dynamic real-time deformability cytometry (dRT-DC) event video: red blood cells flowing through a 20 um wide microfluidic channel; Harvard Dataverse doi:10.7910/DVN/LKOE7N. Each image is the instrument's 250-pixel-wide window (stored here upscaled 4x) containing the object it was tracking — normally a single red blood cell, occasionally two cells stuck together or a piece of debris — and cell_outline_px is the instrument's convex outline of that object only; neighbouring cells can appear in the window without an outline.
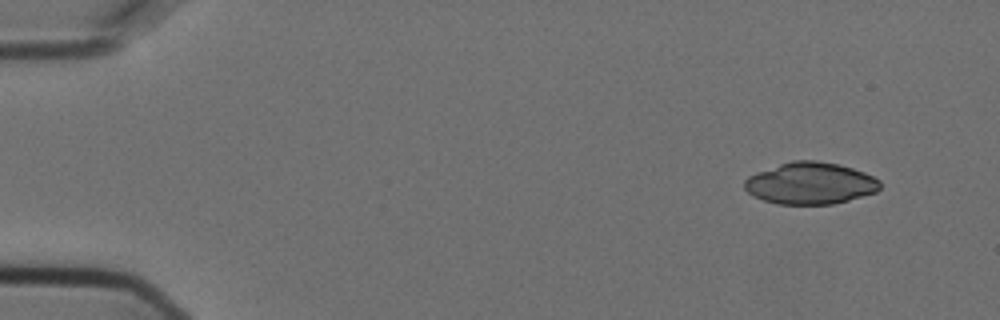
{"species": "Egyptian fruit bat (a non-hibernating species)", "species_latin": "Rousettus aegyptiacus", "temperature_condition": "cold", "stored_images_in_passage": 4, "camera_frame_rate_fps": 3000, "um_per_image_px": 0.085, "animal": {"sex": "female"}, "frame": {"image": 1, "passage_image": 4, "time_ms": 1.0, "image_size_px": [1000, 320], "cell_outline_px": [[880, 188], [876, 192], [848, 200], [832, 204], [776, 204], [752, 196], [744, 188], [744, 180], [748, 176], [756, 172], [792, 160], [816, 160], [840, 164], [864, 172], [880, 180]], "centroid_in_image_um": [68.86, 15.57], "position_along_channel_um": 16.1, "area_um2": 33.12}}